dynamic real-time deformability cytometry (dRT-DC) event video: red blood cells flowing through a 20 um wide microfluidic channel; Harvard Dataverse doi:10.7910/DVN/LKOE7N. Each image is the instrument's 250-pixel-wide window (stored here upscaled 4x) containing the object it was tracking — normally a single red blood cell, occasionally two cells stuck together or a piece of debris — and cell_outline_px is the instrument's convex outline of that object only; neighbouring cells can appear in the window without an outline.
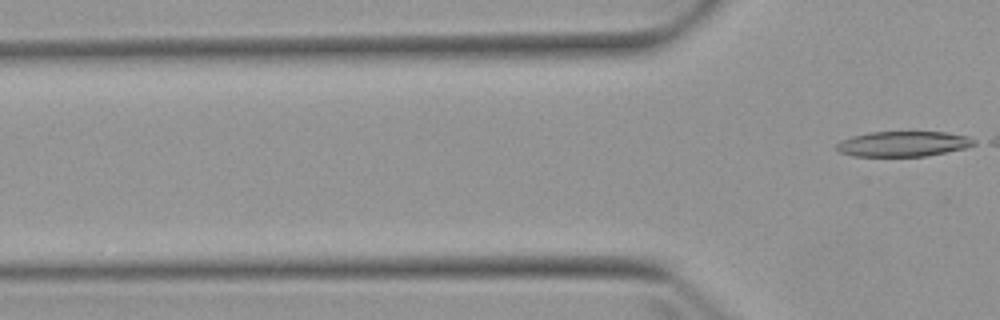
{"species": "Egyptian fruit bat (a non-hibernating species)", "species_latin": "Rousettus aegyptiacus", "temperature_condition": "warm", "stored_images_in_passage": 4, "camera_frame_rate_fps": 3000, "um_per_image_px": 0.085, "animal": {"sex": "female"}, "frame": {"image": 1, "passage_image": 4, "time_ms": 4.0, "image_size_px": [1000, 320], "cell_outline_px": [[976, 144], [964, 148], [928, 156], [852, 156], [840, 152], [836, 148], [836, 144], [840, 140], [852, 136], [868, 132], [944, 132], [968, 136], [976, 140]], "centroid_in_image_um": [76.76, 12.23], "position_along_channel_um": 49.0, "area_um2": 20.29}}